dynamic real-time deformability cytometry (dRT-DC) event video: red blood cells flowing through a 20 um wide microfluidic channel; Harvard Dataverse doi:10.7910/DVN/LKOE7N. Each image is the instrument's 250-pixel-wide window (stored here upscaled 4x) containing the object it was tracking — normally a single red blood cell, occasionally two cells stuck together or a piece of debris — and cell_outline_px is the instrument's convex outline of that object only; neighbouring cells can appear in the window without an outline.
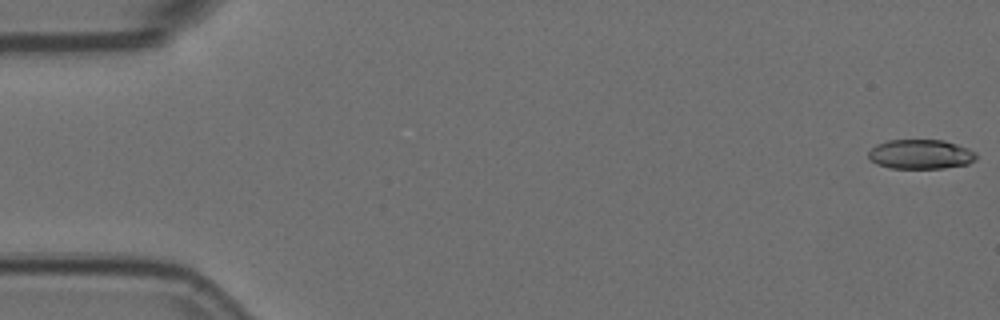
{"species": "Egyptian fruit bat (a non-hibernating species)", "species_latin": "Rousettus aegyptiacus", "temperature_condition": "room temperature", "stored_images_in_passage": 54, "camera_frame_rate_fps": 3000, "um_per_image_px": 0.085, "animal": {"sex": "female"}, "frame": {"image": 1, "passage_image": 1, "time_ms": 0.0, "image_size_px": [1000, 320], "cell_outline_px": [[976, 160], [968, 164], [944, 168], [888, 168], [876, 164], [868, 156], [868, 152], [876, 144], [888, 140], [944, 140], [968, 148], [976, 152]], "centroid_in_image_um": [78.26, 13.11], "position_along_channel_um": 6.7, "area_um2": 18.61}}
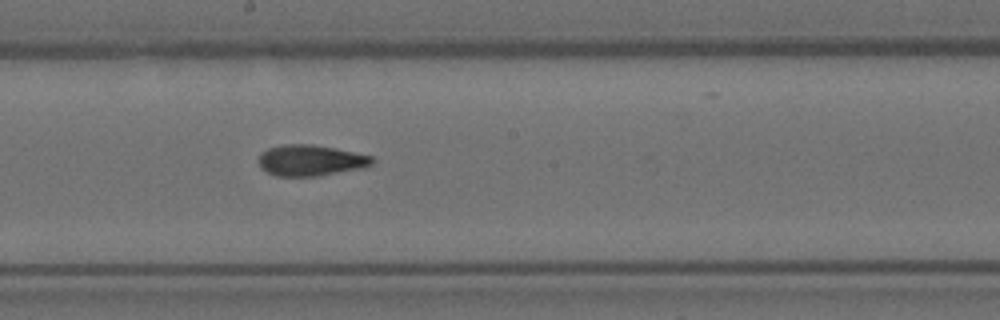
{"frame": {"image": 2, "passage_image": 31, "time_ms": 10.0, "image_size_px": [1000, 320], "cell_outline_px": [[376, 160], [372, 164], [364, 168], [320, 176], [276, 176], [260, 168], [260, 152], [268, 148], [284, 144], [312, 144], [372, 156]], "centroid_in_image_um": [26.41, 13.64], "position_along_channel_um": 221.8, "area_um2": 20.52}}
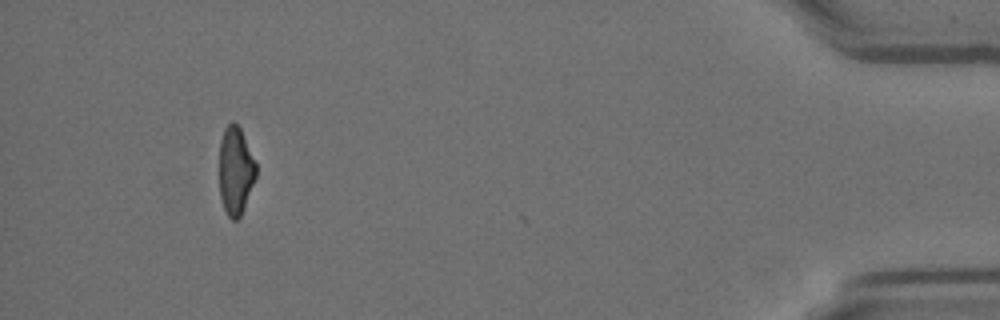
{"frame": {"image": 3, "passage_image": 53, "time_ms": 17.333, "image_size_px": [1000, 320], "cell_outline_px": [[256, 176], [244, 208], [240, 216], [236, 220], [232, 220], [228, 216], [224, 208], [220, 196], [220, 140], [224, 128], [232, 120], [240, 128], [256, 164]], "centroid_in_image_um": [20.01, 14.51], "position_along_channel_um": 415.2, "area_um2": 18.61}, "authors_computed_cell_mechanics": {"area_um2": 20.0566, "velocity_mm_per_s": 3.5851, "shape_relaxation_time_tau1_ms": 7.6872, "shape_relaxation_time_tau2_ms": 2.4222, "deformation_change_tau1": 0.223, "deformation_change_tau2": 0.1046}}